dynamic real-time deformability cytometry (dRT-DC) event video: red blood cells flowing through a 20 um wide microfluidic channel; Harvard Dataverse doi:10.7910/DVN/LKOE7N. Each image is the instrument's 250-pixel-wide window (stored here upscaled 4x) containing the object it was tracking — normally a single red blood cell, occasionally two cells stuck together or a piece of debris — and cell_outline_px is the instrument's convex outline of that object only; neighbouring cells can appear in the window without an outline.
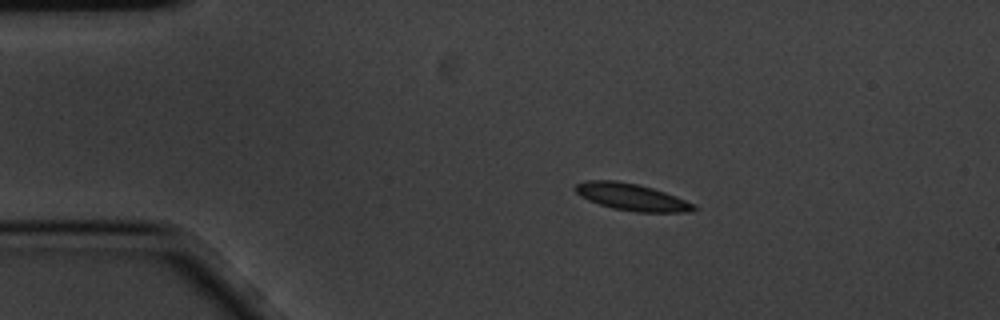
{"species": "common noctule bat (a hibernating species)", "species_latin": "Nyctalus noctula", "temperature_condition": "cold", "stored_images_in_passage": 3, "camera_frame_rate_fps": 3000, "um_per_image_px": 0.085, "animal": {"sex": "male", "body_mass_g": 20.1, "forearm_length_mm": 53.5}, "frame": {"image": 1, "passage_image": 1, "time_ms": 0.0, "image_size_px": [1000, 320], "cell_outline_px": [[700, 208], [692, 212], [636, 212], [612, 208], [588, 200], [580, 196], [572, 188], [576, 184], [588, 180], [616, 180], [636, 184], [652, 188], [676, 196], [696, 204]], "centroid_in_image_um": [53.72, 16.75], "position_along_channel_um": 31.3, "area_um2": 18.73}}